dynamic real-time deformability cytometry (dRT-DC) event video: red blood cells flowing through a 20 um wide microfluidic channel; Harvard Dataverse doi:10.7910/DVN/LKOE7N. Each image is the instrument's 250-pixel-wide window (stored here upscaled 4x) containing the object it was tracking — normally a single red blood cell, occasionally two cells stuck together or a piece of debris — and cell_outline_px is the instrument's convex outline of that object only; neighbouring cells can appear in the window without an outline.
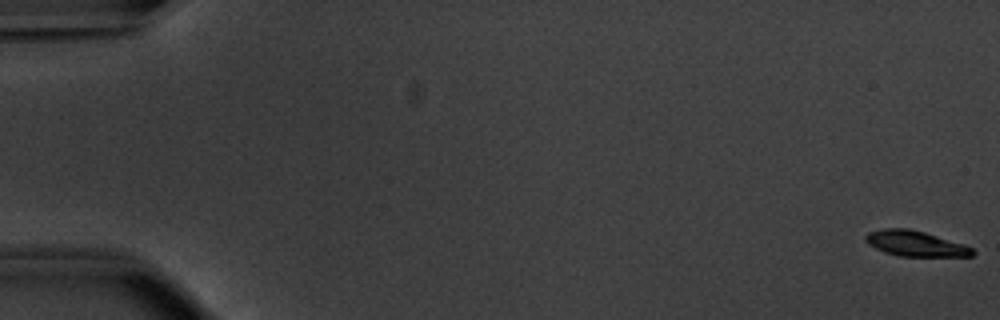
{"species": "common noctule bat (a hibernating species)", "species_latin": "Nyctalus noctula", "temperature_condition": "warm", "stored_images_in_passage": 54, "camera_frame_rate_fps": 3000, "um_per_image_px": 0.085, "animal": {"sex": "male", "body_mass_g": 20.1, "forearm_length_mm": 53.5}, "frame": {"image": 1, "passage_image": 1, "time_ms": 0.0, "image_size_px": [1000, 320], "cell_outline_px": [[976, 252], [972, 256], [900, 256], [884, 252], [868, 244], [864, 240], [864, 236], [868, 232], [884, 228], [908, 228], [924, 232], [964, 244], [972, 248]], "centroid_in_image_um": [77.79, 20.7], "position_along_channel_um": 7.2, "area_um2": 15.84}}
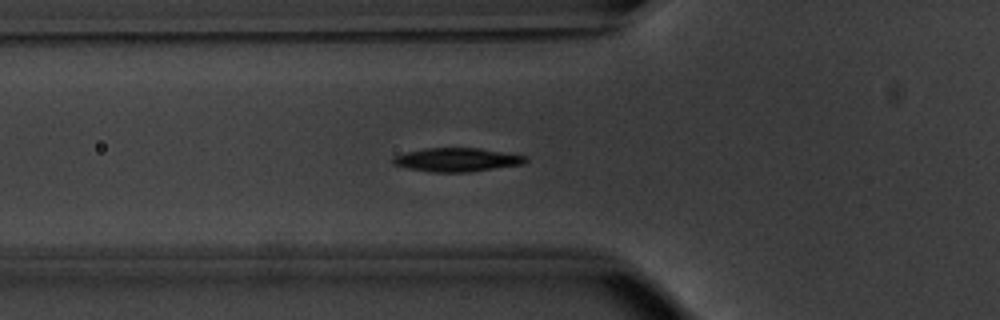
{"frame": {"image": 2, "passage_image": 20, "time_ms": 6.333, "image_size_px": [1000, 320], "cell_outline_px": [[528, 160], [524, 164], [468, 172], [428, 172], [408, 168], [392, 164], [392, 156], [404, 152], [424, 148], [480, 148], [528, 156]], "centroid_in_image_um": [38.81, 13.57], "position_along_channel_um": 87.0, "area_um2": 18.5}}
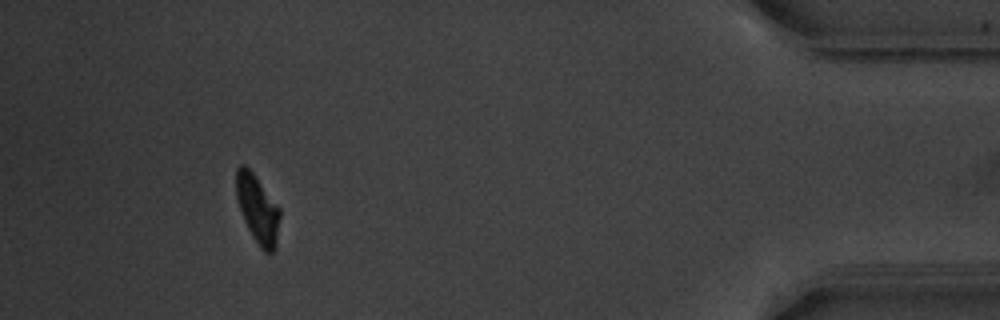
{"frame": {"image": 3, "passage_image": 50, "time_ms": 16.333, "image_size_px": [1000, 320], "cell_outline_px": [[280, 216], [276, 248], [272, 252], [264, 252], [260, 248], [252, 236], [244, 220], [236, 196], [236, 168], [240, 164], [244, 164], [252, 172], [280, 208]], "centroid_in_image_um": [21.9, 17.78], "position_along_channel_um": 413.3, "area_um2": 17.22}, "authors_computed_cell_mechanics": {"area_um2": 18.1203, "velocity_mm_per_s": 3.8308, "shape_relaxation_time_tau1_ms": 1.9595, "shape_relaxation_time_tau2_ms": 3.1788, "deformation_change_tau1": 0.1339, "deformation_change_tau2": 0.0612}}